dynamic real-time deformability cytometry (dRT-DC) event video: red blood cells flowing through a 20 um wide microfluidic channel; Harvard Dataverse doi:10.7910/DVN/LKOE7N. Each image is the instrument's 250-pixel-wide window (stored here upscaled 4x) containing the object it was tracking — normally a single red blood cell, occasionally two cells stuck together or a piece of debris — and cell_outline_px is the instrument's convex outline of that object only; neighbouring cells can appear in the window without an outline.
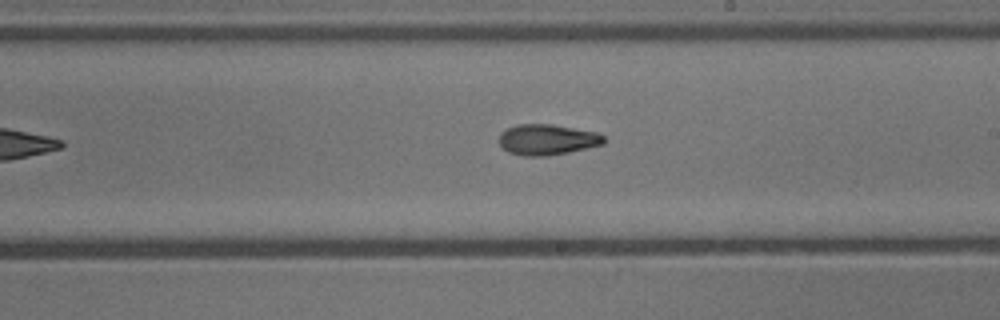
{"species": "common noctule bat (a hibernating species)", "species_latin": "Nyctalus noctula", "temperature_condition": "cold", "stored_images_in_passage": 8, "camera_frame_rate_fps": 3000, "um_per_image_px": 0.085, "animal": {"sex": "male", "body_mass_g": 13.3}, "frame": {"image": 1, "passage_image": 8, "time_ms": 2.333, "image_size_px": [1000, 320], "cell_outline_px": [[608, 140], [604, 144], [568, 152], [548, 156], [520, 156], [508, 152], [500, 144], [500, 132], [516, 124], [552, 124], [596, 132], [604, 136]], "centroid_in_image_um": [46.52, 11.87], "position_along_channel_um": 242.5, "area_um2": 18.84}}